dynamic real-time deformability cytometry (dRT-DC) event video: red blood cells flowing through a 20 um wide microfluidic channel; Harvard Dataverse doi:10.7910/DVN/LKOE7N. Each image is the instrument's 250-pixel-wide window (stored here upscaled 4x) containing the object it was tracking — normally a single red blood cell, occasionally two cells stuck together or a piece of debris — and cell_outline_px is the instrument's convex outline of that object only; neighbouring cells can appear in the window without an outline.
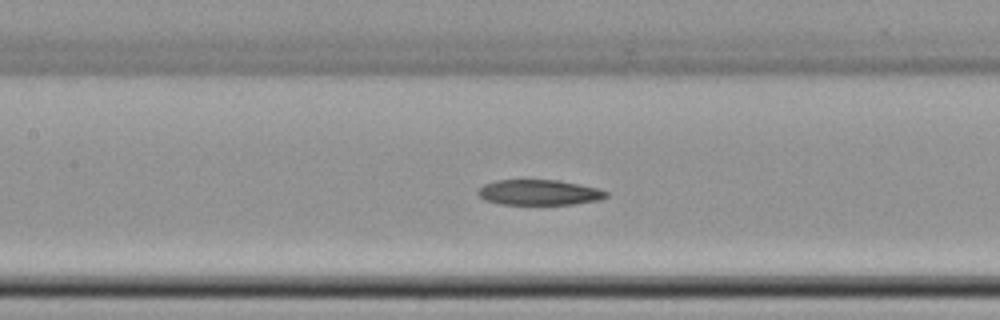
{"species": "common noctule bat (a hibernating species)", "species_latin": "Nyctalus noctula", "temperature_condition": "cold", "stored_images_in_passage": 43, "camera_frame_rate_fps": 3000, "um_per_image_px": 0.085, "animal": {"sex": "female", "body_mass_g": 22.7, "forearm_length_mm": 54.2}, "frame": {"image": 1, "passage_image": 25, "time_ms": 8.0, "image_size_px": [1000, 320], "cell_outline_px": [[608, 196], [596, 200], [576, 204], [500, 204], [484, 200], [476, 192], [484, 184], [496, 180], [556, 180], [580, 184], [600, 188], [608, 192]], "centroid_in_image_um": [45.82, 16.35], "position_along_channel_um": 161.6, "area_um2": 18.96}}